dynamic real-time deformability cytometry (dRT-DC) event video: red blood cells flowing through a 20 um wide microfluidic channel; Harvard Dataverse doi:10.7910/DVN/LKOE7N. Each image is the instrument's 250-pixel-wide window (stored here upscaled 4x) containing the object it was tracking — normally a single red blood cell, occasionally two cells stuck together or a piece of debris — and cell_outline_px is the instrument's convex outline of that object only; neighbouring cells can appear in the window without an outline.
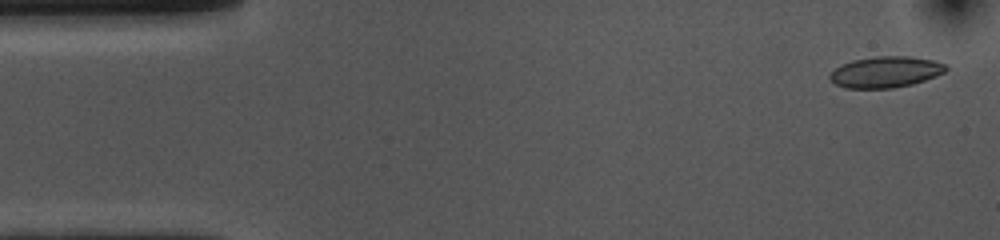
{"species": "common noctule bat (a hibernating species)", "species_latin": "Nyctalus noctula", "temperature_condition": "cold", "stored_images_in_passage": 53, "camera_frame_rate_fps": 3000, "um_per_image_px": 0.085, "animal": {"sex": "female", "body_mass_g": 10.0, "forearm_length_mm": 53.1}, "frame": {"image": 1, "passage_image": 2, "time_ms": 0.333, "image_size_px": [1000, 240], "cell_outline_px": [[948, 68], [944, 72], [936, 76], [912, 84], [892, 88], [844, 88], [836, 84], [828, 76], [836, 68], [852, 60], [876, 56], [912, 56], [932, 60], [948, 64]], "centroid_in_image_um": [75.31, 6.11], "position_along_channel_um": 9.7, "area_um2": 20.98}}
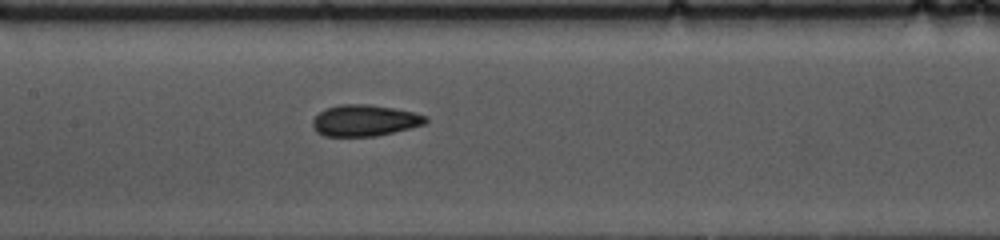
{"frame": {"image": 2, "passage_image": 24, "time_ms": 7.667, "image_size_px": [1000, 240], "cell_outline_px": [[428, 120], [424, 124], [376, 136], [324, 136], [316, 132], [312, 124], [312, 120], [320, 112], [328, 108], [340, 104], [368, 104], [392, 108], [412, 112], [428, 116]], "centroid_in_image_um": [30.97, 10.24], "position_along_channel_um": 176.4, "area_um2": 20.4}}
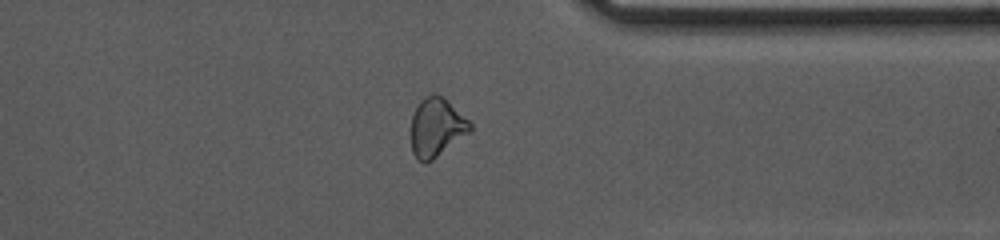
{"frame": {"image": 3, "passage_image": 41, "time_ms": 13.333, "image_size_px": [1000, 240], "cell_outline_px": [[472, 132], [432, 160], [424, 164], [412, 152], [412, 116], [420, 100], [424, 96], [432, 92], [436, 92], [444, 96], [472, 124]], "centroid_in_image_um": [37.13, 10.79], "position_along_channel_um": 374.3, "area_um2": 20.4}, "authors_computed_cell_mechanics": {"area_um2": 20.7502, "velocity_mm_per_s": 3.6378, "shape_relaxation_time_tau1_ms": 5.9358, "shape_relaxation_time_tau2_ms": 2.4368, "deformation_change_tau1": 0.1135, "deformation_change_tau2": 0.0751}}